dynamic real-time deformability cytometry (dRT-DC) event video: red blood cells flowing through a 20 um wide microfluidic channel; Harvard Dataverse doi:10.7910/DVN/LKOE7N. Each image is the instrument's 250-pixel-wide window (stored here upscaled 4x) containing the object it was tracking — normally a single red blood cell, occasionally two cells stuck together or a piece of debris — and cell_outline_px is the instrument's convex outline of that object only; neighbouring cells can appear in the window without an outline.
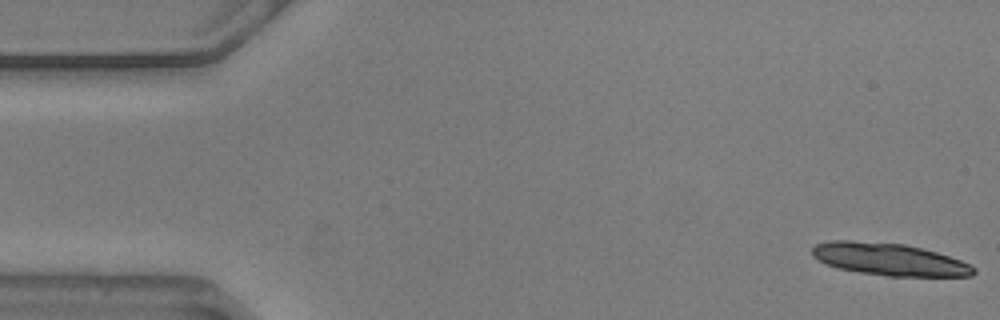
{"species": "common noctule bat (a hibernating species)", "species_latin": "Nyctalus noctula", "temperature_condition": "warm", "stored_images_in_passage": 11, "camera_frame_rate_fps": 3000, "um_per_image_px": 0.085, "animal": {"sex": "male", "body_mass_g": 20.5, "forearm_length_mm": 52.5}, "frame": {"image": 1, "passage_image": 1, "time_ms": 0.0, "image_size_px": [1000, 320], "cell_outline_px": [[976, 272], [972, 276], [888, 276], [860, 272], [840, 268], [828, 264], [812, 256], [812, 248], [816, 244], [828, 240], [852, 240], [904, 244], [936, 252], [972, 264], [976, 268]], "centroid_in_image_um": [75.61, 22.04], "position_along_channel_um": 9.4, "area_um2": 30.23}}